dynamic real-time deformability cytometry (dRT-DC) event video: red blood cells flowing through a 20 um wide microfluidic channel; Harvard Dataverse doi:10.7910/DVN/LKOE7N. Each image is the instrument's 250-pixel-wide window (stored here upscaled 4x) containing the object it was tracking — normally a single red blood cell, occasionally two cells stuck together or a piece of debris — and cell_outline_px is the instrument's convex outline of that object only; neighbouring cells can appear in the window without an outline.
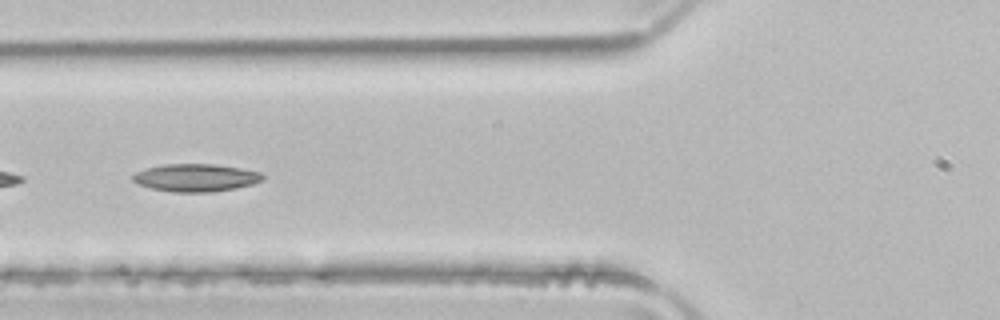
{"species": "common noctule bat (a hibernating species)", "species_latin": "Nyctalus noctula", "temperature_condition": "room temperature", "stored_images_in_passage": 21, "camera_frame_rate_fps": 3000, "um_per_image_px": 0.085, "animal": {"sex": "male", "body_mass_g": 21.5, "forearm_length_mm": 52.0}, "frame": {"image": 1, "passage_image": 9, "time_ms": 2.667, "image_size_px": [1000, 320], "cell_outline_px": [[264, 180], [252, 184], [236, 188], [212, 192], [172, 192], [152, 188], [140, 184], [132, 180], [132, 176], [136, 172], [148, 168], [164, 164], [212, 164], [240, 168], [260, 172], [264, 176]], "centroid_in_image_um": [16.67, 15.11], "position_along_channel_um": 109.1, "area_um2": 20.81}}
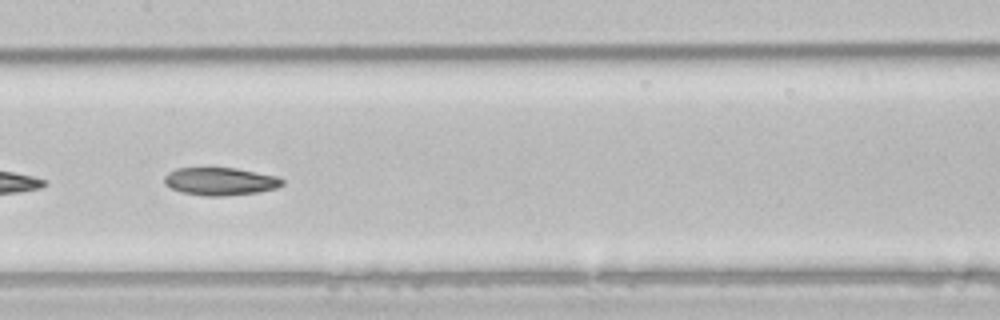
{"frame": {"image": 2, "passage_image": 15, "time_ms": 4.667, "image_size_px": [1000, 320], "cell_outline_px": [[284, 184], [276, 188], [260, 192], [224, 196], [204, 196], [180, 192], [164, 184], [164, 176], [168, 172], [176, 168], [236, 168], [276, 176], [284, 180]], "centroid_in_image_um": [18.71, 15.42], "position_along_channel_um": 188.7, "area_um2": 19.19}}
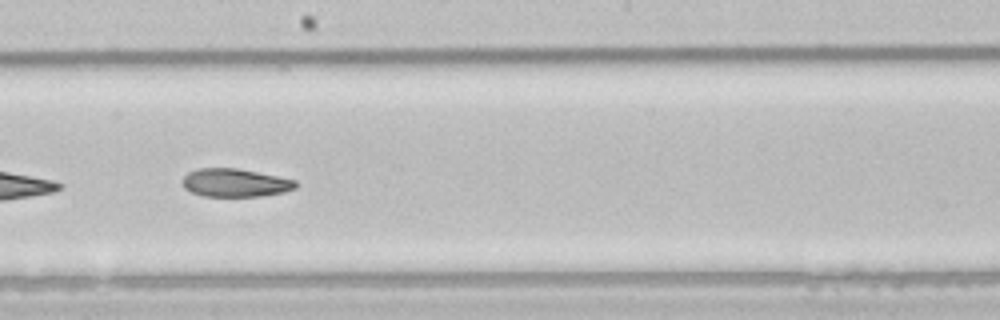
{"frame": {"image": 3, "passage_image": 18, "time_ms": 5.667, "image_size_px": [1000, 320], "cell_outline_px": [[300, 184], [296, 188], [284, 192], [260, 196], [204, 196], [192, 192], [184, 188], [180, 180], [188, 172], [196, 168], [236, 168], [296, 180]], "centroid_in_image_um": [19.97, 15.53], "position_along_channel_um": 228.2, "area_um2": 18.67}}